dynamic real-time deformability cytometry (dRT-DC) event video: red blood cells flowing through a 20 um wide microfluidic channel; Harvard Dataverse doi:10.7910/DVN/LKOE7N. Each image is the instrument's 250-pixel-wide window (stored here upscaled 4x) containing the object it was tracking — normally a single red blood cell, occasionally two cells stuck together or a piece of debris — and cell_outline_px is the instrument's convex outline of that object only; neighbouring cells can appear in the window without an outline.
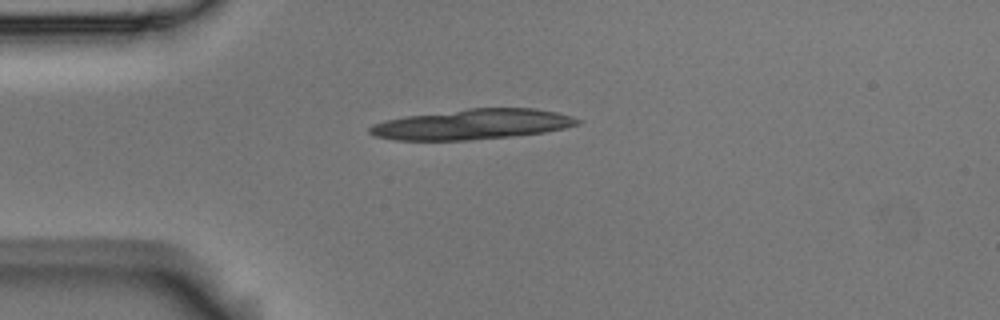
{"species": "Egyptian fruit bat (a non-hibernating species)", "species_latin": "Rousettus aegyptiacus", "temperature_condition": "room temperature", "stored_images_in_passage": 1, "camera_frame_rate_fps": 3000, "um_per_image_px": 0.085, "animal": {"sex": "male"}, "frame": {"image": 1, "passage_image": 1, "time_ms": 0.0, "image_size_px": [1000, 320], "cell_outline_px": [[580, 124], [564, 128], [544, 132], [508, 136], [468, 140], [396, 140], [372, 136], [368, 132], [368, 128], [372, 124], [388, 120], [408, 116], [468, 108], [536, 108], [556, 112], [572, 116], [580, 120]], "centroid_in_image_um": [40.13, 10.56], "position_along_channel_um": 44.9, "area_um2": 36.41}}